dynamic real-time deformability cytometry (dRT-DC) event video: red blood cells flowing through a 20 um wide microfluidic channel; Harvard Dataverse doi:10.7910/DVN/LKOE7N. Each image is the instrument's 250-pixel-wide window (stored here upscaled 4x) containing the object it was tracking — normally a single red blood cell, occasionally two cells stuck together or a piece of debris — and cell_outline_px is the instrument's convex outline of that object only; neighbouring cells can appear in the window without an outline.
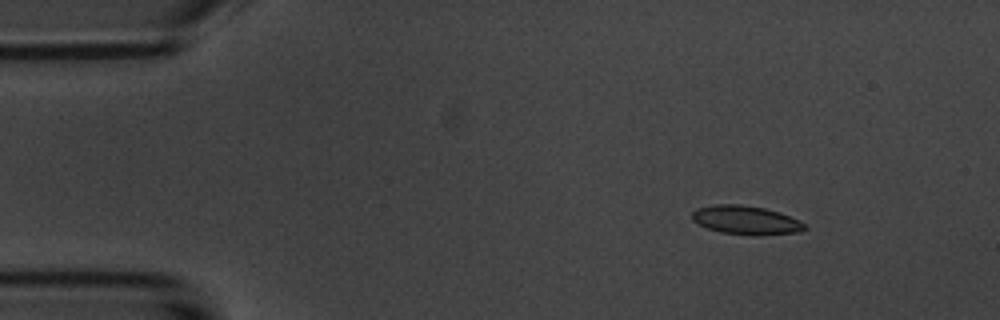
{"species": "common noctule bat (a hibernating species)", "species_latin": "Nyctalus noctula", "temperature_condition": "room temperature", "stored_images_in_passage": 5, "camera_frame_rate_fps": 3000, "um_per_image_px": 0.085, "animal": {"sex": "male", "body_mass_g": 20.1, "forearm_length_mm": 53.5}, "frame": {"image": 1, "passage_image": 2, "time_ms": 1.333, "image_size_px": [1000, 320], "cell_outline_px": [[808, 228], [800, 232], [756, 236], [752, 236], [720, 232], [708, 228], [692, 220], [692, 212], [696, 208], [716, 204], [740, 204], [764, 208], [800, 220]], "centroid_in_image_um": [63.4, 18.72], "position_along_channel_um": 21.6, "area_um2": 18.9}}
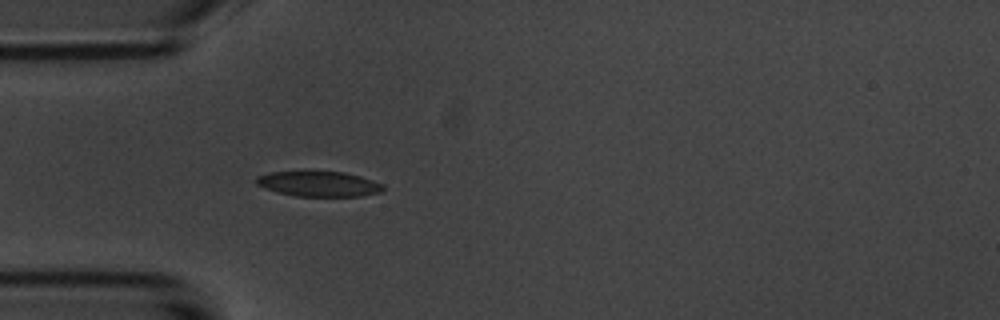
{"frame": {"image": 2, "passage_image": 5, "time_ms": 4.333, "image_size_px": [1000, 320], "cell_outline_px": [[384, 188], [380, 192], [360, 196], [296, 196], [276, 192], [264, 188], [256, 184], [256, 176], [272, 172], [344, 172], [360, 176], [384, 184]], "centroid_in_image_um": [27.09, 15.64], "position_along_channel_um": 57.9, "area_um2": 18.5}}